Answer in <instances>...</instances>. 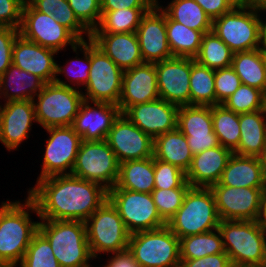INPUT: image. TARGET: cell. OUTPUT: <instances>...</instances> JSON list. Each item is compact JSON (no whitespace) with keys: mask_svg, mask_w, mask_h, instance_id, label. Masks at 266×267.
<instances>
[{"mask_svg":"<svg viewBox=\"0 0 266 267\" xmlns=\"http://www.w3.org/2000/svg\"><path fill=\"white\" fill-rule=\"evenodd\" d=\"M27 195L35 202L39 219L85 222L108 199V190L70 174L36 180Z\"/></svg>","mask_w":266,"mask_h":267,"instance_id":"cell-1","label":"cell"},{"mask_svg":"<svg viewBox=\"0 0 266 267\" xmlns=\"http://www.w3.org/2000/svg\"><path fill=\"white\" fill-rule=\"evenodd\" d=\"M39 216L35 202L14 200L0 215V267H17L25 255L33 235L38 231ZM33 220V221H32Z\"/></svg>","mask_w":266,"mask_h":267,"instance_id":"cell-2","label":"cell"},{"mask_svg":"<svg viewBox=\"0 0 266 267\" xmlns=\"http://www.w3.org/2000/svg\"><path fill=\"white\" fill-rule=\"evenodd\" d=\"M38 230L50 242L61 267L91 266L94 258L89 249L85 222L40 219Z\"/></svg>","mask_w":266,"mask_h":267,"instance_id":"cell-3","label":"cell"},{"mask_svg":"<svg viewBox=\"0 0 266 267\" xmlns=\"http://www.w3.org/2000/svg\"><path fill=\"white\" fill-rule=\"evenodd\" d=\"M220 218L210 187H190L166 226L180 239L217 229Z\"/></svg>","mask_w":266,"mask_h":267,"instance_id":"cell-4","label":"cell"},{"mask_svg":"<svg viewBox=\"0 0 266 267\" xmlns=\"http://www.w3.org/2000/svg\"><path fill=\"white\" fill-rule=\"evenodd\" d=\"M218 230L232 265H266V231L257 221L220 220Z\"/></svg>","mask_w":266,"mask_h":267,"instance_id":"cell-5","label":"cell"},{"mask_svg":"<svg viewBox=\"0 0 266 267\" xmlns=\"http://www.w3.org/2000/svg\"><path fill=\"white\" fill-rule=\"evenodd\" d=\"M83 102L82 90L46 83L33 99L37 124L44 129L72 126Z\"/></svg>","mask_w":266,"mask_h":267,"instance_id":"cell-6","label":"cell"},{"mask_svg":"<svg viewBox=\"0 0 266 267\" xmlns=\"http://www.w3.org/2000/svg\"><path fill=\"white\" fill-rule=\"evenodd\" d=\"M85 225L94 261L99 260L102 253L108 255L128 249L130 233L108 199L85 221Z\"/></svg>","mask_w":266,"mask_h":267,"instance_id":"cell-7","label":"cell"},{"mask_svg":"<svg viewBox=\"0 0 266 267\" xmlns=\"http://www.w3.org/2000/svg\"><path fill=\"white\" fill-rule=\"evenodd\" d=\"M128 250L140 267H180V239L167 226L130 234Z\"/></svg>","mask_w":266,"mask_h":267,"instance_id":"cell-8","label":"cell"},{"mask_svg":"<svg viewBox=\"0 0 266 267\" xmlns=\"http://www.w3.org/2000/svg\"><path fill=\"white\" fill-rule=\"evenodd\" d=\"M212 31L234 53L261 48L259 11L245 4L214 19Z\"/></svg>","mask_w":266,"mask_h":267,"instance_id":"cell-9","label":"cell"},{"mask_svg":"<svg viewBox=\"0 0 266 267\" xmlns=\"http://www.w3.org/2000/svg\"><path fill=\"white\" fill-rule=\"evenodd\" d=\"M119 168L116 154L106 140H82L71 175L96 182L110 190L117 183Z\"/></svg>","mask_w":266,"mask_h":267,"instance_id":"cell-10","label":"cell"},{"mask_svg":"<svg viewBox=\"0 0 266 267\" xmlns=\"http://www.w3.org/2000/svg\"><path fill=\"white\" fill-rule=\"evenodd\" d=\"M108 200L117 209L130 234L166 226V222L157 211L151 193L111 188L108 190Z\"/></svg>","mask_w":266,"mask_h":267,"instance_id":"cell-11","label":"cell"},{"mask_svg":"<svg viewBox=\"0 0 266 267\" xmlns=\"http://www.w3.org/2000/svg\"><path fill=\"white\" fill-rule=\"evenodd\" d=\"M123 73L100 48L91 41V68L88 82L82 91L84 100L90 102H108L118 105L121 93Z\"/></svg>","mask_w":266,"mask_h":267,"instance_id":"cell-12","label":"cell"},{"mask_svg":"<svg viewBox=\"0 0 266 267\" xmlns=\"http://www.w3.org/2000/svg\"><path fill=\"white\" fill-rule=\"evenodd\" d=\"M19 34L26 40L57 51L67 46L74 47L80 40L65 26L55 20L51 14L35 10L24 3Z\"/></svg>","mask_w":266,"mask_h":267,"instance_id":"cell-13","label":"cell"},{"mask_svg":"<svg viewBox=\"0 0 266 267\" xmlns=\"http://www.w3.org/2000/svg\"><path fill=\"white\" fill-rule=\"evenodd\" d=\"M49 137L45 141L41 172L37 180L55 175H70L82 142L72 126L44 129Z\"/></svg>","mask_w":266,"mask_h":267,"instance_id":"cell-14","label":"cell"},{"mask_svg":"<svg viewBox=\"0 0 266 267\" xmlns=\"http://www.w3.org/2000/svg\"><path fill=\"white\" fill-rule=\"evenodd\" d=\"M210 188L220 220L257 221L266 188L230 187L219 183Z\"/></svg>","mask_w":266,"mask_h":267,"instance_id":"cell-15","label":"cell"},{"mask_svg":"<svg viewBox=\"0 0 266 267\" xmlns=\"http://www.w3.org/2000/svg\"><path fill=\"white\" fill-rule=\"evenodd\" d=\"M106 141L119 163L153 157L154 139L120 114L109 130Z\"/></svg>","mask_w":266,"mask_h":267,"instance_id":"cell-16","label":"cell"},{"mask_svg":"<svg viewBox=\"0 0 266 267\" xmlns=\"http://www.w3.org/2000/svg\"><path fill=\"white\" fill-rule=\"evenodd\" d=\"M160 99L180 106L190 105V57H173L155 63Z\"/></svg>","mask_w":266,"mask_h":267,"instance_id":"cell-17","label":"cell"},{"mask_svg":"<svg viewBox=\"0 0 266 267\" xmlns=\"http://www.w3.org/2000/svg\"><path fill=\"white\" fill-rule=\"evenodd\" d=\"M33 123L37 124L33 100L0 103V143L9 152L29 138Z\"/></svg>","mask_w":266,"mask_h":267,"instance_id":"cell-18","label":"cell"},{"mask_svg":"<svg viewBox=\"0 0 266 267\" xmlns=\"http://www.w3.org/2000/svg\"><path fill=\"white\" fill-rule=\"evenodd\" d=\"M136 36L144 63L173 58L167 41L166 14L156 3L142 16Z\"/></svg>","mask_w":266,"mask_h":267,"instance_id":"cell-19","label":"cell"},{"mask_svg":"<svg viewBox=\"0 0 266 267\" xmlns=\"http://www.w3.org/2000/svg\"><path fill=\"white\" fill-rule=\"evenodd\" d=\"M177 105L163 99L130 106L123 114L144 133L153 139L177 129Z\"/></svg>","mask_w":266,"mask_h":267,"instance_id":"cell-20","label":"cell"},{"mask_svg":"<svg viewBox=\"0 0 266 267\" xmlns=\"http://www.w3.org/2000/svg\"><path fill=\"white\" fill-rule=\"evenodd\" d=\"M120 114L116 104L84 100L72 127L83 141H103Z\"/></svg>","mask_w":266,"mask_h":267,"instance_id":"cell-21","label":"cell"},{"mask_svg":"<svg viewBox=\"0 0 266 267\" xmlns=\"http://www.w3.org/2000/svg\"><path fill=\"white\" fill-rule=\"evenodd\" d=\"M154 63H142L124 71L122 93L118 103L123 114L130 106L159 99Z\"/></svg>","mask_w":266,"mask_h":267,"instance_id":"cell-22","label":"cell"},{"mask_svg":"<svg viewBox=\"0 0 266 267\" xmlns=\"http://www.w3.org/2000/svg\"><path fill=\"white\" fill-rule=\"evenodd\" d=\"M55 55H59L57 51L28 41L19 34L12 49V64L40 77L45 83H52L58 62Z\"/></svg>","mask_w":266,"mask_h":267,"instance_id":"cell-23","label":"cell"},{"mask_svg":"<svg viewBox=\"0 0 266 267\" xmlns=\"http://www.w3.org/2000/svg\"><path fill=\"white\" fill-rule=\"evenodd\" d=\"M90 40L123 71L144 63L136 32L91 33Z\"/></svg>","mask_w":266,"mask_h":267,"instance_id":"cell-24","label":"cell"},{"mask_svg":"<svg viewBox=\"0 0 266 267\" xmlns=\"http://www.w3.org/2000/svg\"><path fill=\"white\" fill-rule=\"evenodd\" d=\"M232 154L230 149L219 145L193 155L186 171L187 182L191 187H211L218 183Z\"/></svg>","mask_w":266,"mask_h":267,"instance_id":"cell-25","label":"cell"},{"mask_svg":"<svg viewBox=\"0 0 266 267\" xmlns=\"http://www.w3.org/2000/svg\"><path fill=\"white\" fill-rule=\"evenodd\" d=\"M218 183L230 187L266 188L261 157L233 153Z\"/></svg>","mask_w":266,"mask_h":267,"instance_id":"cell-26","label":"cell"},{"mask_svg":"<svg viewBox=\"0 0 266 267\" xmlns=\"http://www.w3.org/2000/svg\"><path fill=\"white\" fill-rule=\"evenodd\" d=\"M240 140L234 154L261 157L266 150V110L239 114Z\"/></svg>","mask_w":266,"mask_h":267,"instance_id":"cell-27","label":"cell"},{"mask_svg":"<svg viewBox=\"0 0 266 267\" xmlns=\"http://www.w3.org/2000/svg\"><path fill=\"white\" fill-rule=\"evenodd\" d=\"M45 84L40 77L11 64L0 76V103L33 100Z\"/></svg>","mask_w":266,"mask_h":267,"instance_id":"cell-28","label":"cell"},{"mask_svg":"<svg viewBox=\"0 0 266 267\" xmlns=\"http://www.w3.org/2000/svg\"><path fill=\"white\" fill-rule=\"evenodd\" d=\"M153 157L175 165L186 173L193 154L186 136L177 128L154 138Z\"/></svg>","mask_w":266,"mask_h":267,"instance_id":"cell-29","label":"cell"},{"mask_svg":"<svg viewBox=\"0 0 266 267\" xmlns=\"http://www.w3.org/2000/svg\"><path fill=\"white\" fill-rule=\"evenodd\" d=\"M113 188L152 193L154 190V157L120 163L118 180Z\"/></svg>","mask_w":266,"mask_h":267,"instance_id":"cell-30","label":"cell"},{"mask_svg":"<svg viewBox=\"0 0 266 267\" xmlns=\"http://www.w3.org/2000/svg\"><path fill=\"white\" fill-rule=\"evenodd\" d=\"M73 53L77 55L75 58L68 61L63 66L56 64V74L54 82L58 85L69 86L79 90H83L88 82L89 70L91 68V40L80 41L74 47L71 48ZM78 51V52H77ZM79 51L82 52L83 58L78 57ZM68 65V66H67ZM64 74L65 80L59 78V75ZM58 76V77H57ZM69 82L70 84H68ZM82 86V88H80Z\"/></svg>","mask_w":266,"mask_h":267,"instance_id":"cell-31","label":"cell"},{"mask_svg":"<svg viewBox=\"0 0 266 267\" xmlns=\"http://www.w3.org/2000/svg\"><path fill=\"white\" fill-rule=\"evenodd\" d=\"M167 3L164 7L156 0L159 8L173 21L203 34L212 31L213 21L195 0H171Z\"/></svg>","mask_w":266,"mask_h":267,"instance_id":"cell-32","label":"cell"},{"mask_svg":"<svg viewBox=\"0 0 266 267\" xmlns=\"http://www.w3.org/2000/svg\"><path fill=\"white\" fill-rule=\"evenodd\" d=\"M231 66L242 84L266 93V71L262 60V48L234 53Z\"/></svg>","mask_w":266,"mask_h":267,"instance_id":"cell-33","label":"cell"},{"mask_svg":"<svg viewBox=\"0 0 266 267\" xmlns=\"http://www.w3.org/2000/svg\"><path fill=\"white\" fill-rule=\"evenodd\" d=\"M167 41L173 57L194 58L200 49L203 33L173 21L166 15Z\"/></svg>","mask_w":266,"mask_h":267,"instance_id":"cell-34","label":"cell"},{"mask_svg":"<svg viewBox=\"0 0 266 267\" xmlns=\"http://www.w3.org/2000/svg\"><path fill=\"white\" fill-rule=\"evenodd\" d=\"M215 70L197 63L191 58L190 105H216Z\"/></svg>","mask_w":266,"mask_h":267,"instance_id":"cell-35","label":"cell"},{"mask_svg":"<svg viewBox=\"0 0 266 267\" xmlns=\"http://www.w3.org/2000/svg\"><path fill=\"white\" fill-rule=\"evenodd\" d=\"M150 8H124L101 11L98 26L91 33H132L136 32L142 16Z\"/></svg>","mask_w":266,"mask_h":267,"instance_id":"cell-36","label":"cell"},{"mask_svg":"<svg viewBox=\"0 0 266 267\" xmlns=\"http://www.w3.org/2000/svg\"><path fill=\"white\" fill-rule=\"evenodd\" d=\"M219 253L226 252L218 228L180 238V260H192Z\"/></svg>","mask_w":266,"mask_h":267,"instance_id":"cell-37","label":"cell"},{"mask_svg":"<svg viewBox=\"0 0 266 267\" xmlns=\"http://www.w3.org/2000/svg\"><path fill=\"white\" fill-rule=\"evenodd\" d=\"M234 52L213 32L203 34L201 46L194 60L210 69L232 65Z\"/></svg>","mask_w":266,"mask_h":267,"instance_id":"cell-38","label":"cell"},{"mask_svg":"<svg viewBox=\"0 0 266 267\" xmlns=\"http://www.w3.org/2000/svg\"><path fill=\"white\" fill-rule=\"evenodd\" d=\"M177 128L185 136H200L214 133L211 106H180Z\"/></svg>","mask_w":266,"mask_h":267,"instance_id":"cell-39","label":"cell"},{"mask_svg":"<svg viewBox=\"0 0 266 267\" xmlns=\"http://www.w3.org/2000/svg\"><path fill=\"white\" fill-rule=\"evenodd\" d=\"M211 116L219 144L233 152L240 140L239 114L219 104L211 106Z\"/></svg>","mask_w":266,"mask_h":267,"instance_id":"cell-40","label":"cell"},{"mask_svg":"<svg viewBox=\"0 0 266 267\" xmlns=\"http://www.w3.org/2000/svg\"><path fill=\"white\" fill-rule=\"evenodd\" d=\"M222 105L237 114L266 110L265 93L255 87L241 84Z\"/></svg>","mask_w":266,"mask_h":267,"instance_id":"cell-41","label":"cell"},{"mask_svg":"<svg viewBox=\"0 0 266 267\" xmlns=\"http://www.w3.org/2000/svg\"><path fill=\"white\" fill-rule=\"evenodd\" d=\"M19 267H61L53 254L50 242L38 230L23 256Z\"/></svg>","mask_w":266,"mask_h":267,"instance_id":"cell-42","label":"cell"},{"mask_svg":"<svg viewBox=\"0 0 266 267\" xmlns=\"http://www.w3.org/2000/svg\"><path fill=\"white\" fill-rule=\"evenodd\" d=\"M190 187L184 171L175 165L154 158V189Z\"/></svg>","mask_w":266,"mask_h":267,"instance_id":"cell-43","label":"cell"},{"mask_svg":"<svg viewBox=\"0 0 266 267\" xmlns=\"http://www.w3.org/2000/svg\"><path fill=\"white\" fill-rule=\"evenodd\" d=\"M189 188L154 189L151 193L157 211L167 223L183 204Z\"/></svg>","mask_w":266,"mask_h":267,"instance_id":"cell-44","label":"cell"},{"mask_svg":"<svg viewBox=\"0 0 266 267\" xmlns=\"http://www.w3.org/2000/svg\"><path fill=\"white\" fill-rule=\"evenodd\" d=\"M78 20L92 32L100 23V0H67Z\"/></svg>","mask_w":266,"mask_h":267,"instance_id":"cell-45","label":"cell"},{"mask_svg":"<svg viewBox=\"0 0 266 267\" xmlns=\"http://www.w3.org/2000/svg\"><path fill=\"white\" fill-rule=\"evenodd\" d=\"M52 17L68 28L80 41L89 40L91 32L78 20L67 0H58V7ZM85 36V37H84Z\"/></svg>","mask_w":266,"mask_h":267,"instance_id":"cell-46","label":"cell"},{"mask_svg":"<svg viewBox=\"0 0 266 267\" xmlns=\"http://www.w3.org/2000/svg\"><path fill=\"white\" fill-rule=\"evenodd\" d=\"M216 105L222 104L242 84L232 66L215 70Z\"/></svg>","mask_w":266,"mask_h":267,"instance_id":"cell-47","label":"cell"},{"mask_svg":"<svg viewBox=\"0 0 266 267\" xmlns=\"http://www.w3.org/2000/svg\"><path fill=\"white\" fill-rule=\"evenodd\" d=\"M23 6L22 0H0V26L19 29Z\"/></svg>","mask_w":266,"mask_h":267,"instance_id":"cell-48","label":"cell"},{"mask_svg":"<svg viewBox=\"0 0 266 267\" xmlns=\"http://www.w3.org/2000/svg\"><path fill=\"white\" fill-rule=\"evenodd\" d=\"M19 29L0 26V76L12 64V49Z\"/></svg>","mask_w":266,"mask_h":267,"instance_id":"cell-49","label":"cell"},{"mask_svg":"<svg viewBox=\"0 0 266 267\" xmlns=\"http://www.w3.org/2000/svg\"><path fill=\"white\" fill-rule=\"evenodd\" d=\"M232 263L227 253L207 255L205 257L181 260L180 267H231Z\"/></svg>","mask_w":266,"mask_h":267,"instance_id":"cell-50","label":"cell"},{"mask_svg":"<svg viewBox=\"0 0 266 267\" xmlns=\"http://www.w3.org/2000/svg\"><path fill=\"white\" fill-rule=\"evenodd\" d=\"M213 21L231 11L238 3L235 0H195Z\"/></svg>","mask_w":266,"mask_h":267,"instance_id":"cell-51","label":"cell"},{"mask_svg":"<svg viewBox=\"0 0 266 267\" xmlns=\"http://www.w3.org/2000/svg\"><path fill=\"white\" fill-rule=\"evenodd\" d=\"M101 11H114L128 8H151L156 0H100Z\"/></svg>","mask_w":266,"mask_h":267,"instance_id":"cell-52","label":"cell"},{"mask_svg":"<svg viewBox=\"0 0 266 267\" xmlns=\"http://www.w3.org/2000/svg\"><path fill=\"white\" fill-rule=\"evenodd\" d=\"M186 139L193 155L220 145L215 133L200 136H186Z\"/></svg>","mask_w":266,"mask_h":267,"instance_id":"cell-53","label":"cell"},{"mask_svg":"<svg viewBox=\"0 0 266 267\" xmlns=\"http://www.w3.org/2000/svg\"><path fill=\"white\" fill-rule=\"evenodd\" d=\"M109 255V258L106 260L107 263L105 264L107 267H140L128 249Z\"/></svg>","mask_w":266,"mask_h":267,"instance_id":"cell-54","label":"cell"},{"mask_svg":"<svg viewBox=\"0 0 266 267\" xmlns=\"http://www.w3.org/2000/svg\"><path fill=\"white\" fill-rule=\"evenodd\" d=\"M35 10L43 14H51L57 9L58 0H31L28 2Z\"/></svg>","mask_w":266,"mask_h":267,"instance_id":"cell-55","label":"cell"},{"mask_svg":"<svg viewBox=\"0 0 266 267\" xmlns=\"http://www.w3.org/2000/svg\"><path fill=\"white\" fill-rule=\"evenodd\" d=\"M257 223L266 231V191L263 193Z\"/></svg>","mask_w":266,"mask_h":267,"instance_id":"cell-56","label":"cell"},{"mask_svg":"<svg viewBox=\"0 0 266 267\" xmlns=\"http://www.w3.org/2000/svg\"><path fill=\"white\" fill-rule=\"evenodd\" d=\"M262 12L264 15L266 14V9L259 10V22H260V45L261 48H266V18H263L264 15H262ZM262 17H261V15ZM263 18V20H262Z\"/></svg>","mask_w":266,"mask_h":267,"instance_id":"cell-57","label":"cell"},{"mask_svg":"<svg viewBox=\"0 0 266 267\" xmlns=\"http://www.w3.org/2000/svg\"><path fill=\"white\" fill-rule=\"evenodd\" d=\"M245 5L259 11L266 9V0H246Z\"/></svg>","mask_w":266,"mask_h":267,"instance_id":"cell-58","label":"cell"},{"mask_svg":"<svg viewBox=\"0 0 266 267\" xmlns=\"http://www.w3.org/2000/svg\"><path fill=\"white\" fill-rule=\"evenodd\" d=\"M262 164H263V175H264V180L266 184V150L261 156Z\"/></svg>","mask_w":266,"mask_h":267,"instance_id":"cell-59","label":"cell"},{"mask_svg":"<svg viewBox=\"0 0 266 267\" xmlns=\"http://www.w3.org/2000/svg\"><path fill=\"white\" fill-rule=\"evenodd\" d=\"M6 199V201H2L1 205H0V215L1 213L13 202L11 200Z\"/></svg>","mask_w":266,"mask_h":267,"instance_id":"cell-60","label":"cell"},{"mask_svg":"<svg viewBox=\"0 0 266 267\" xmlns=\"http://www.w3.org/2000/svg\"><path fill=\"white\" fill-rule=\"evenodd\" d=\"M262 60L266 71V48H262Z\"/></svg>","mask_w":266,"mask_h":267,"instance_id":"cell-61","label":"cell"},{"mask_svg":"<svg viewBox=\"0 0 266 267\" xmlns=\"http://www.w3.org/2000/svg\"><path fill=\"white\" fill-rule=\"evenodd\" d=\"M231 267H266V265H232Z\"/></svg>","mask_w":266,"mask_h":267,"instance_id":"cell-62","label":"cell"},{"mask_svg":"<svg viewBox=\"0 0 266 267\" xmlns=\"http://www.w3.org/2000/svg\"><path fill=\"white\" fill-rule=\"evenodd\" d=\"M238 4H245L246 0H235Z\"/></svg>","mask_w":266,"mask_h":267,"instance_id":"cell-63","label":"cell"},{"mask_svg":"<svg viewBox=\"0 0 266 267\" xmlns=\"http://www.w3.org/2000/svg\"><path fill=\"white\" fill-rule=\"evenodd\" d=\"M24 3H28L30 2L31 0H22Z\"/></svg>","mask_w":266,"mask_h":267,"instance_id":"cell-64","label":"cell"}]
</instances>
